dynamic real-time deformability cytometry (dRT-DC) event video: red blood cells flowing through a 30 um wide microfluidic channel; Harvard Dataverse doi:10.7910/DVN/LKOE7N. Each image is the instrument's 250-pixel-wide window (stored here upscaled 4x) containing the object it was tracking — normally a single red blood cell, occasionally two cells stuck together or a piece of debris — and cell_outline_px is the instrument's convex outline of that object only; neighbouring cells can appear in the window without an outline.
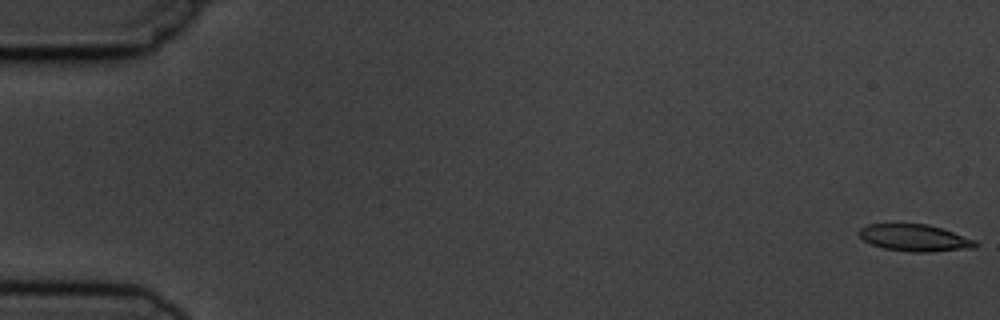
{"species": "common noctule bat (a hibernating species)", "species_latin": "Nyctalus noctula", "temperature_condition": "cold", "stored_images_in_passage": 6, "camera_frame_rate_fps": 3000, "um_per_image_px": 0.085, "animal": {"sex": "male", "body_mass_g": 19.5, "forearm_length_mm": 54.6}, "frame": {"image": 1, "passage_image": 1, "time_ms": 0.0, "image_size_px": [1000, 320], "cell_outline_px": [[980, 244], [976, 248], [928, 252], [908, 252], [884, 248], [872, 244], [864, 240], [856, 232], [860, 228], [868, 224], [928, 224], [976, 240]], "centroid_in_image_um": [77.76, 20.22], "position_along_channel_um": 7.2, "area_um2": 18.26}}